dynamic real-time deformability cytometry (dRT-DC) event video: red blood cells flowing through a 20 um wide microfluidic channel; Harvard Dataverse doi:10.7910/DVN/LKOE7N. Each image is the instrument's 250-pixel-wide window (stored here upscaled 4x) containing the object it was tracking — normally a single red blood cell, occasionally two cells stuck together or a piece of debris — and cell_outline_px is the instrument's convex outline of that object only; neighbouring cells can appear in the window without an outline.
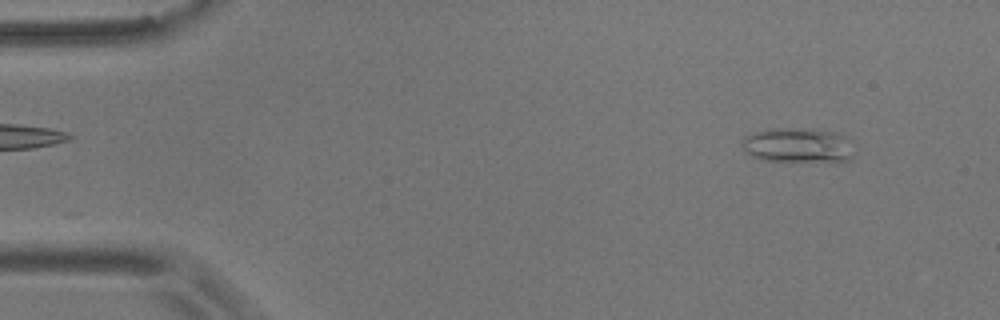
{"species": "common noctule bat (a hibernating species)", "species_latin": "Nyctalus noctula", "temperature_condition": "room temperature", "stored_images_in_passage": 54, "camera_frame_rate_fps": 3000, "um_per_image_px": 0.085, "animal": {"sex": "male", "body_mass_g": 17.9}, "frame": {"image": 1, "passage_image": 5, "time_ms": 1.333, "image_size_px": [1000, 320], "cell_outline_px": [[852, 156], [848, 160], [768, 160], [752, 156], [744, 152], [740, 144], [744, 136], [752, 132], [768, 128], [812, 128], [836, 132], [844, 136]], "centroid_in_image_um": [67.68, 12.3], "position_along_channel_um": 17.3, "area_um2": 22.25}}
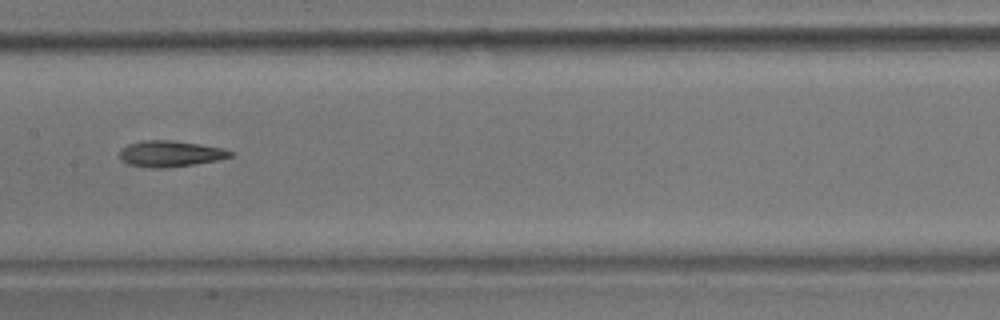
{"frame": {"image": 2, "passage_image": 27, "time_ms": 8.667, "image_size_px": [1000, 320], "cell_outline_px": [[236, 156], [216, 160], [192, 164], [164, 168], [152, 168], [128, 164], [120, 160], [120, 152], [128, 144], [144, 140], [172, 140], [200, 144], [224, 148], [236, 152]], "centroid_in_image_um": [14.53, 13.06], "position_along_channel_um": 192.9, "area_um2": 16.88}}
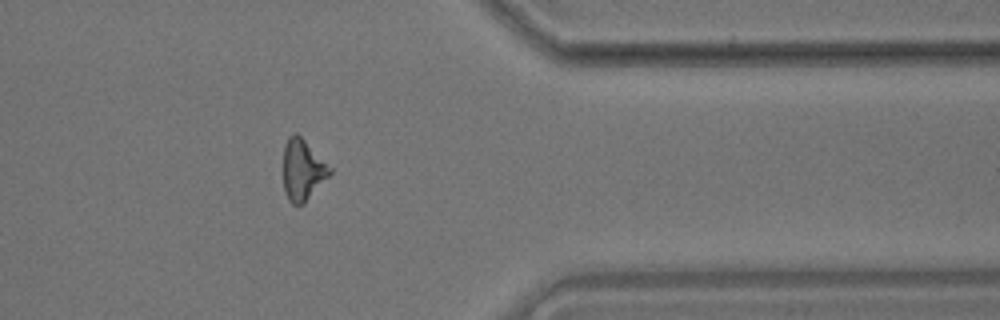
{"frame": {"image": 3, "passage_image": 44, "time_ms": 14.333, "image_size_px": [1000, 320], "cell_outline_px": [[332, 172], [304, 204], [292, 204], [288, 200], [284, 192], [284, 144], [288, 136], [292, 132], [296, 132], [332, 168]], "centroid_in_image_um": [25.71, 14.44], "position_along_channel_um": 385.7, "area_um2": 16.47}, "authors_computed_cell_mechanics": {"area_um2": 16.7331, "velocity_mm_per_s": 3.6662, "shape_relaxation_time_tau1_ms": null, "shape_relaxation_time_tau2_ms": 10.4412, "deformation_change_tau1": null, "deformation_change_tau2": 0.2726}}